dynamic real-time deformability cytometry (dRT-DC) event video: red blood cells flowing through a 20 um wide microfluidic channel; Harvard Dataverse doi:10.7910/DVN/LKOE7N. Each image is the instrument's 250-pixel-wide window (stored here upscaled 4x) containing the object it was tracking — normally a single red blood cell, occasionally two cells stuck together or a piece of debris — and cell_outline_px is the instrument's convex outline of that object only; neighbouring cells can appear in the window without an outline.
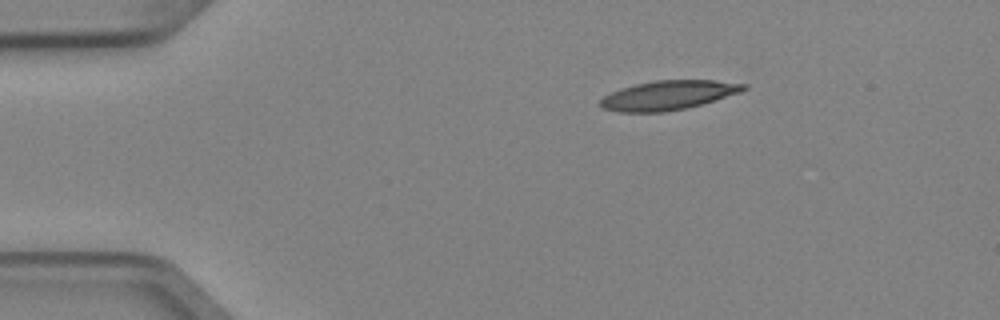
{"species": "Egyptian fruit bat (a non-hibernating species)", "species_latin": "Rousettus aegyptiacus", "temperature_condition": "cold", "stored_images_in_passage": 3, "camera_frame_rate_fps": 3000, "um_per_image_px": 0.085, "animal": {"sex": "female"}, "frame": {"image": 1, "passage_image": 1, "time_ms": 0.0, "image_size_px": [1000, 320], "cell_outline_px": [[748, 88], [740, 92], [700, 104], [684, 108], [664, 112], [616, 112], [600, 108], [596, 104], [604, 96], [620, 88], [636, 84], [656, 80], [716, 80], [748, 84]], "centroid_in_image_um": [56.75, 8.09], "position_along_channel_um": 28.3, "area_um2": 24.45}}
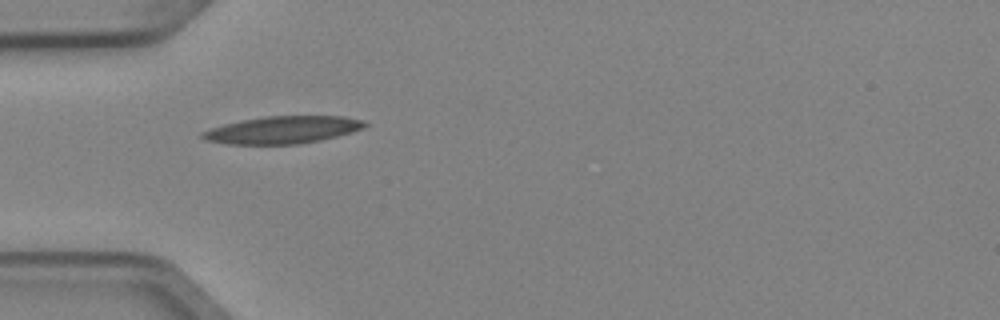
{"frame": {"image": 2, "passage_image": 2, "time_ms": 0.333, "image_size_px": [1000, 320], "cell_outline_px": [[368, 124], [364, 128], [352, 132], [320, 140], [300, 144], [224, 144], [204, 140], [200, 136], [200, 132], [224, 124], [240, 120], [264, 116], [344, 116], [364, 120]], "centroid_in_image_um": [24.01, 11.04], "position_along_channel_um": 61.0, "area_um2": 26.07}}
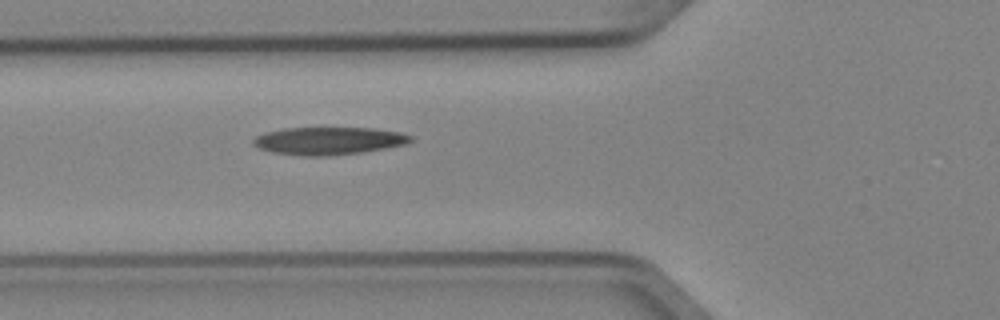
{"frame": {"image": 3, "passage_image": 3, "time_ms": 0.667, "image_size_px": [1000, 320], "cell_outline_px": [[412, 140], [408, 144], [360, 152], [328, 156], [304, 156], [272, 152], [260, 148], [252, 144], [252, 140], [256, 136], [264, 132], [284, 128], [376, 128], [400, 132], [412, 136]], "centroid_in_image_um": [27.93, 11.96], "position_along_channel_um": 97.9, "area_um2": 25.37}}